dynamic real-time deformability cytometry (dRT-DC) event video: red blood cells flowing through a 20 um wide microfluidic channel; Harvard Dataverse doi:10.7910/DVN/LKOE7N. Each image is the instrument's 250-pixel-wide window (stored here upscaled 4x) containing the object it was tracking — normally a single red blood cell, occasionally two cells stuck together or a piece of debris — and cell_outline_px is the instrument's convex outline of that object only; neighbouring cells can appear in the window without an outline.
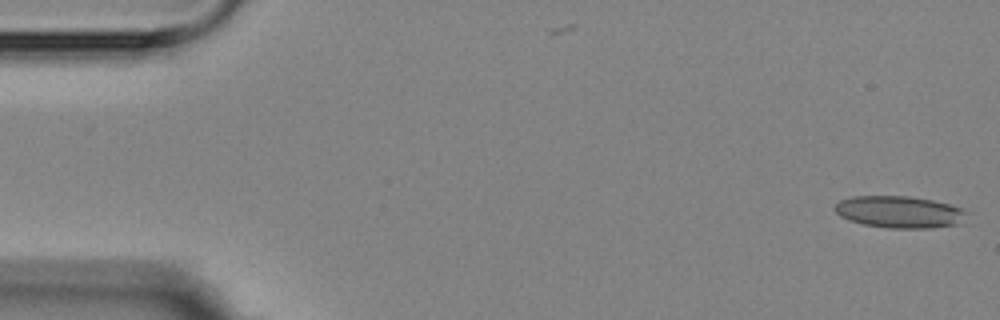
{"species": "Egyptian fruit bat (a non-hibernating species)", "species_latin": "Rousettus aegyptiacus", "temperature_condition": "room temperature", "stored_images_in_passage": 6, "segment_of_instrument_passage": [1, 2], "camera_frame_rate_fps": 3000, "um_per_image_px": 0.085, "animal": {"sex": "female"}, "frame": {"image": 1, "passage_image": 1, "time_ms": 0.0, "image_size_px": [1000, 320], "cell_outline_px": [[972, 212], [956, 224], [932, 228], [888, 228], [864, 224], [848, 220], [840, 216], [832, 208], [840, 200], [852, 196], [908, 196], [932, 200], [948, 204]], "centroid_in_image_um": [76.43, 18.01], "position_along_channel_um": 8.6, "area_um2": 24.57}}
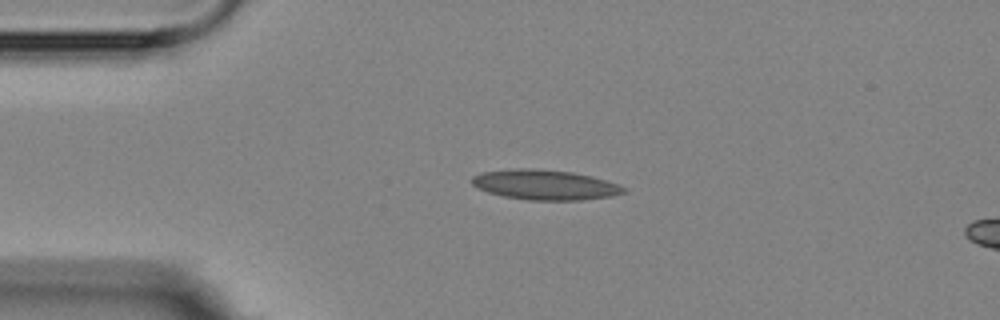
{"frame": {"image": 2, "passage_image": 4, "time_ms": 3.667, "image_size_px": [1000, 320], "cell_outline_px": [[628, 192], [612, 196], [580, 200], [528, 200], [504, 196], [488, 192], [476, 188], [472, 184], [472, 176], [480, 172], [516, 168], [532, 168], [572, 172], [592, 176], [628, 188]], "centroid_in_image_um": [46.31, 15.7], "position_along_channel_um": 38.7, "area_um2": 26.65}}